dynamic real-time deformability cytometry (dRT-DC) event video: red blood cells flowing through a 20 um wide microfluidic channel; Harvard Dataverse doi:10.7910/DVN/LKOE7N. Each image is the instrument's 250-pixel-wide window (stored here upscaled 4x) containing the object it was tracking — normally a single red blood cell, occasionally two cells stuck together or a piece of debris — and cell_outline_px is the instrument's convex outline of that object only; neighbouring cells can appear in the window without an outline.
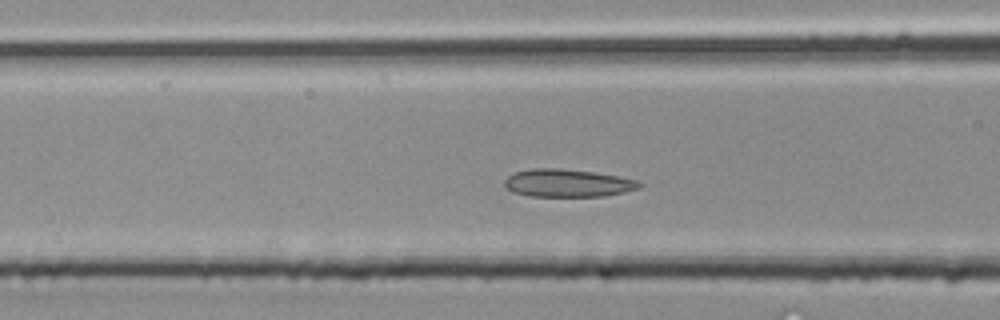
{"species": "common noctule bat (a hibernating species)", "species_latin": "Nyctalus noctula", "temperature_condition": "room temperature", "stored_images_in_passage": 34, "camera_frame_rate_fps": 3000, "um_per_image_px": 0.085, "animal": {"sex": "male", "body_mass_g": 20.4}, "frame": {"image": 1, "passage_image": 11, "time_ms": 3.333, "image_size_px": [1000, 320], "cell_outline_px": [[644, 184], [640, 188], [624, 192], [604, 196], [528, 196], [516, 192], [508, 188], [504, 184], [504, 180], [508, 176], [516, 172], [532, 168], [560, 168], [592, 172], [640, 180]], "centroid_in_image_um": [48.29, 15.56], "position_along_channel_um": 118.3, "area_um2": 21.73}}
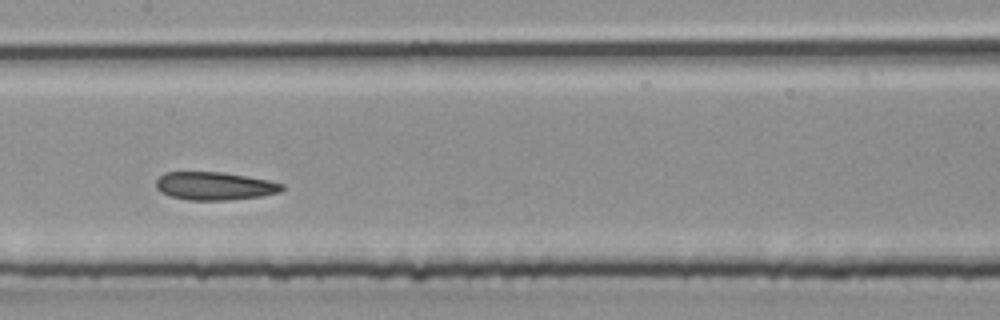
{"frame": {"image": 2, "passage_image": 15, "time_ms": 4.667, "image_size_px": [1000, 320], "cell_outline_px": [[284, 188], [280, 192], [260, 196], [228, 200], [188, 200], [172, 196], [160, 192], [156, 188], [156, 180], [164, 172], [224, 172], [248, 176], [268, 180], [284, 184]], "centroid_in_image_um": [18.24, 15.8], "position_along_channel_um": 189.2, "area_um2": 20.63}}
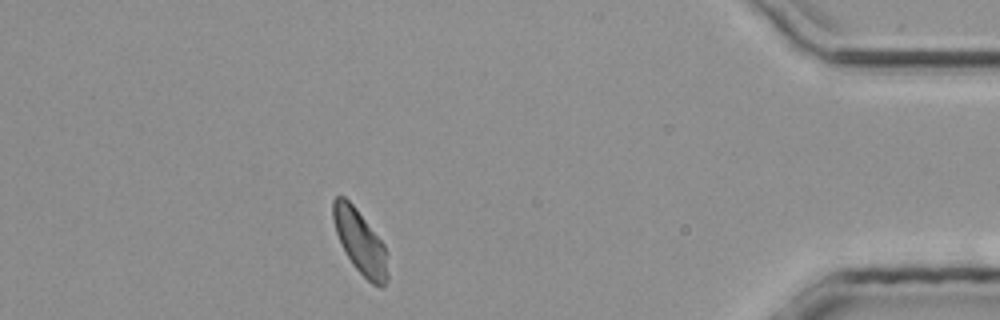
{"frame": {"image": 3, "passage_image": 30, "time_ms": 9.667, "image_size_px": [1000, 320], "cell_outline_px": [[388, 280], [384, 288], [380, 288], [372, 284], [352, 264], [344, 252], [340, 244], [336, 232], [332, 216], [332, 200], [336, 196], [344, 196], [356, 208], [384, 244], [388, 252]], "centroid_in_image_um": [30.63, 20.59], "position_along_channel_um": 404.6, "area_um2": 20.63}}